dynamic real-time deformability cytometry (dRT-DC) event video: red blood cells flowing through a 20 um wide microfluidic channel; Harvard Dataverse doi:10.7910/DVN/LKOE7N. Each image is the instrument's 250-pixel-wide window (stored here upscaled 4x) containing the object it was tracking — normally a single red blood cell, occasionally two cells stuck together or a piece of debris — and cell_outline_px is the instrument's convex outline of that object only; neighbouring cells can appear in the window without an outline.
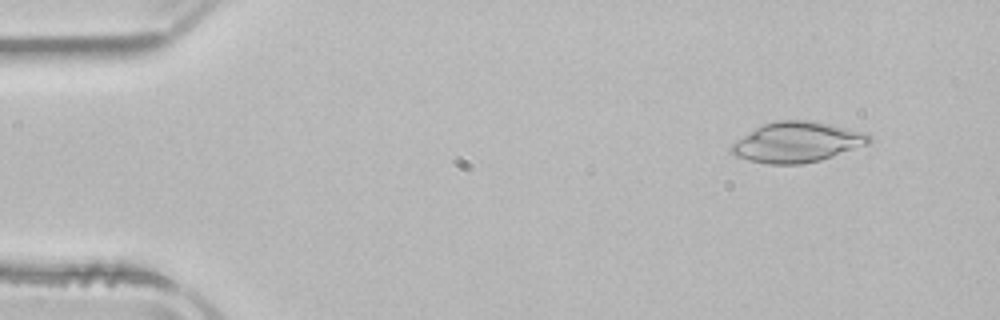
{"species": "common noctule bat (a hibernating species)", "species_latin": "Nyctalus noctula", "temperature_condition": "room temperature", "stored_images_in_passage": 49, "camera_frame_rate_fps": 3000, "um_per_image_px": 0.085, "animal": {"sex": "male", "body_mass_g": 21.5, "forearm_length_mm": 52.0}, "frame": {"image": 1, "passage_image": 3, "time_ms": 0.667, "image_size_px": [1000, 320], "cell_outline_px": [[872, 140], [868, 144], [820, 160], [800, 164], [768, 164], [748, 160], [736, 156], [728, 148], [732, 144], [756, 128], [764, 124], [776, 120], [808, 120], [828, 124], [864, 132], [872, 136]], "centroid_in_image_um": [67.75, 12.09], "position_along_channel_um": 17.2, "area_um2": 31.96}}
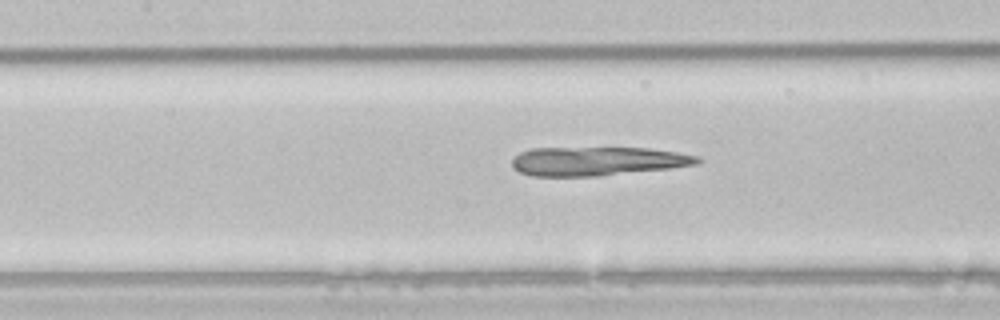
{"frame": {"image": 2, "passage_image": 21, "time_ms": 6.667, "image_size_px": [1000, 320], "cell_outline_px": [[700, 164], [668, 168], [600, 176], [532, 176], [520, 172], [512, 168], [512, 160], [520, 152], [532, 148], [648, 148], [676, 152], [700, 156]], "centroid_in_image_um": [50.77, 13.7], "position_along_channel_um": 156.6, "area_um2": 31.15}}
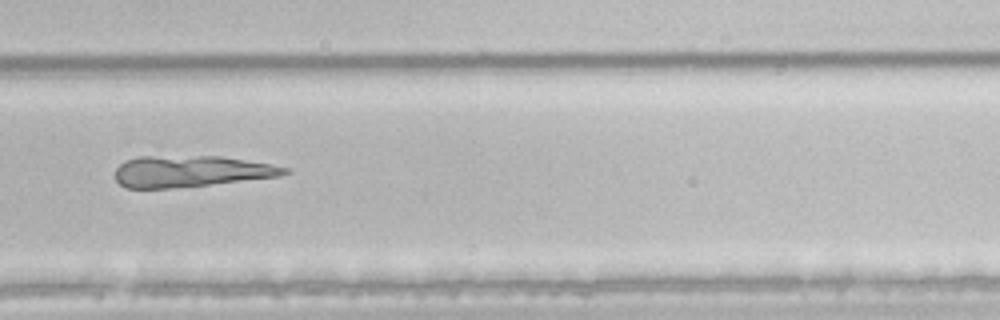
{"frame": {"image": 3, "passage_image": 33, "time_ms": 10.667, "image_size_px": [1000, 320], "cell_outline_px": [[288, 172], [280, 176], [172, 188], [124, 188], [116, 180], [116, 168], [124, 160], [140, 156], [220, 156], [268, 164], [288, 168]], "centroid_in_image_um": [16.14, 14.55], "position_along_channel_um": 313.7, "area_um2": 30.52}}